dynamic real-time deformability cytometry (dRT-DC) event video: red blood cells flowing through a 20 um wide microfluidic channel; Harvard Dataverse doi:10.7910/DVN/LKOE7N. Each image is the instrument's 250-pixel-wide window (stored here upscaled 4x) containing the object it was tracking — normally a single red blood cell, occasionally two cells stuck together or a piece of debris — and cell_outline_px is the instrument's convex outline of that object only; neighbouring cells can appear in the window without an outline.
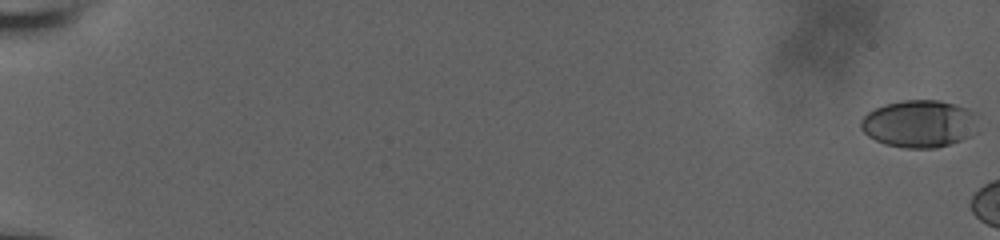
{"species": "human", "species_latin": "Homo sapiens", "temperature_condition": "room temperature", "stored_images_in_passage": 9, "camera_frame_rate_fps": 3000, "um_per_image_px": 0.085, "donor": {"sex": "male"}, "frame": {"image": 1, "passage_image": 1, "time_ms": 0.0, "image_size_px": [1000, 240], "cell_outline_px": [[972, 112], [968, 136], [960, 140], [936, 148], [904, 148], [884, 144], [868, 136], [860, 128], [860, 120], [868, 112], [884, 104], [900, 100], [940, 100], [956, 104], [968, 108]], "centroid_in_image_um": [77.99, 10.5], "position_along_channel_um": 7.0, "area_um2": 31.62}}